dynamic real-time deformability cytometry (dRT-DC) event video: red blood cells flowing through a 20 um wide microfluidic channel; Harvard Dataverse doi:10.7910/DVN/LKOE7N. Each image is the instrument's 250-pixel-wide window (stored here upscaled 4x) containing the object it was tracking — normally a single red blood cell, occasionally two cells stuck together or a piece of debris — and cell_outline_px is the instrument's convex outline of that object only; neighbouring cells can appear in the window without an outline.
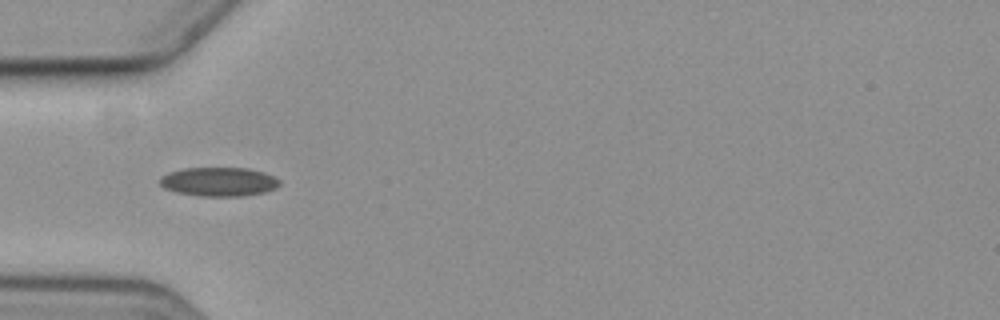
{"species": "common noctule bat (a hibernating species)", "species_latin": "Nyctalus noctula", "temperature_condition": "cold", "stored_images_in_passage": 40, "camera_frame_rate_fps": 3000, "um_per_image_px": 0.085, "animal": {"sex": "female", "body_mass_g": 19.3, "forearm_length_mm": 54.1}, "frame": {"image": 1, "passage_image": 1, "time_ms": 0.0, "image_size_px": [1000, 320], "cell_outline_px": [[280, 184], [276, 188], [264, 192], [244, 196], [200, 196], [176, 192], [164, 188], [160, 184], [160, 176], [168, 172], [184, 168], [248, 168], [264, 172], [280, 180]], "centroid_in_image_um": [18.59, 15.44], "position_along_channel_um": 66.4, "area_um2": 20.29}}
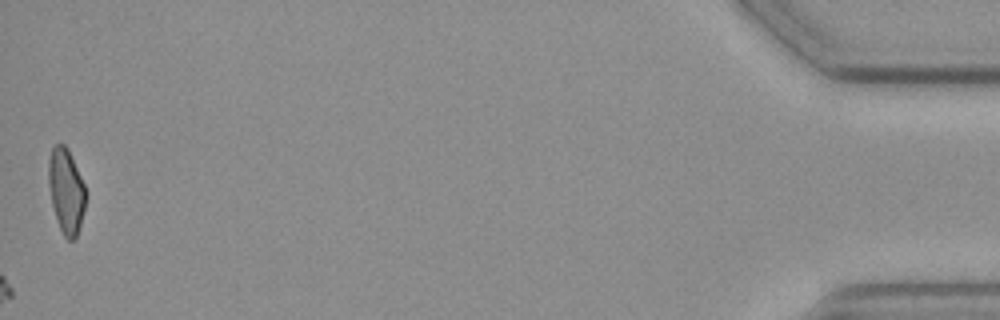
{"frame": {"image": 2, "passage_image": 40, "time_ms": 13.0, "image_size_px": [1000, 320], "cell_outline_px": [[88, 192], [80, 224], [76, 236], [72, 240], [68, 240], [64, 236], [60, 228], [52, 204], [48, 180], [48, 160], [52, 148], [56, 144], [64, 144], [68, 148]], "centroid_in_image_um": [5.63, 16.19], "position_along_channel_um": 429.6, "area_um2": 18.32}}